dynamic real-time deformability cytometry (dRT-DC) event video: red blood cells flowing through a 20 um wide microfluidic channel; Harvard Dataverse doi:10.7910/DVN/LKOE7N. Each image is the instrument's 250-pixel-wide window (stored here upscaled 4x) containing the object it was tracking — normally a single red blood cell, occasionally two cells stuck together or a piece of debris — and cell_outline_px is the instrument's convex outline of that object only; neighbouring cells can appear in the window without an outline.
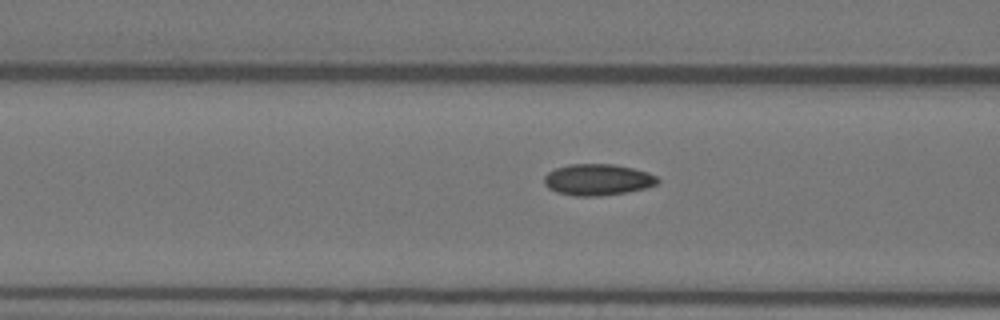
{"species": "Egyptian fruit bat (a non-hibernating species)", "species_latin": "Rousettus aegyptiacus", "temperature_condition": "warm", "stored_images_in_passage": 56, "camera_frame_rate_fps": 3000, "um_per_image_px": 0.085, "animal": {"sex": "female"}, "frame": {"image": 1, "passage_image": 22, "time_ms": 7.0, "image_size_px": [1000, 320], "cell_outline_px": [[660, 180], [656, 184], [644, 188], [628, 192], [600, 196], [576, 196], [556, 192], [548, 188], [544, 184], [544, 176], [548, 172], [556, 168], [568, 164], [612, 164], [632, 168], [648, 172], [656, 176]], "centroid_in_image_um": [50.78, 15.27], "position_along_channel_um": 115.8, "area_um2": 20.75}}
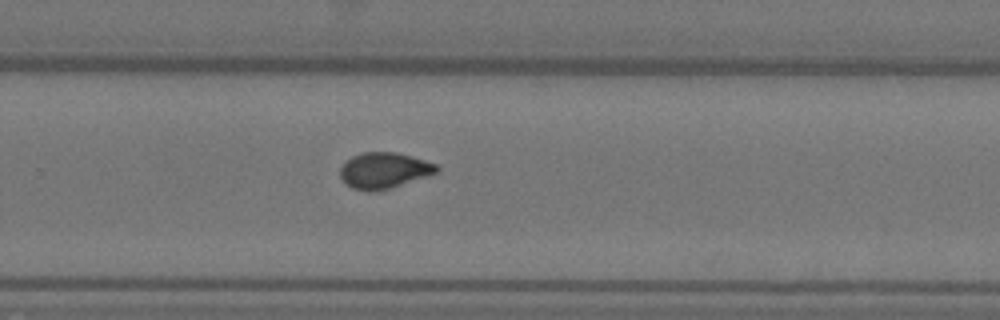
{"frame": {"image": 2, "passage_image": 37, "time_ms": 12.0, "image_size_px": [1000, 320], "cell_outline_px": [[440, 168], [436, 172], [392, 188], [376, 192], [368, 192], [352, 188], [344, 184], [340, 176], [340, 168], [352, 156], [364, 152], [396, 152], [412, 156], [436, 164]], "centroid_in_image_um": [32.61, 14.5], "position_along_channel_um": 297.2, "area_um2": 20.23}}
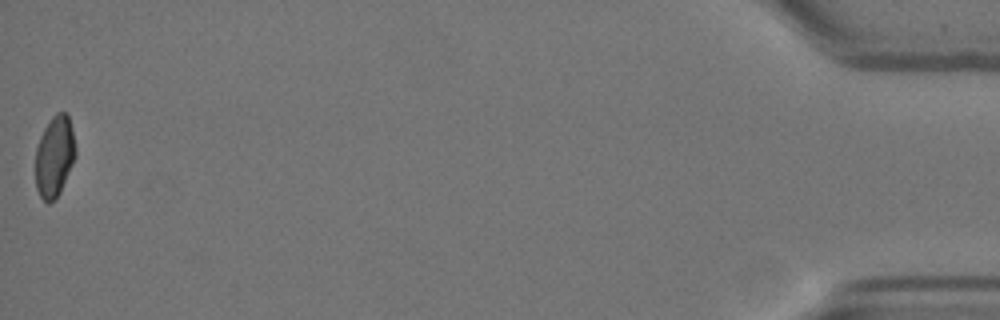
{"frame": {"image": 3, "passage_image": 56, "time_ms": 18.333, "image_size_px": [1000, 320], "cell_outline_px": [[76, 156], [60, 192], [56, 200], [48, 204], [40, 196], [36, 188], [36, 148], [40, 136], [44, 128], [52, 116], [56, 112], [68, 112], [72, 128], [76, 148]], "centroid_in_image_um": [4.64, 13.28], "position_along_channel_um": 430.6, "area_um2": 19.13}, "authors_computed_cell_mechanics": {"area_um2": 19.7387, "velocity_mm_per_s": 3.6313, "shape_relaxation_time_tau1_ms": 5.9747, "shape_relaxation_time_tau2_ms": 1.1145, "deformation_change_tau1": 0.1632, "deformation_change_tau2": 0.0557}}